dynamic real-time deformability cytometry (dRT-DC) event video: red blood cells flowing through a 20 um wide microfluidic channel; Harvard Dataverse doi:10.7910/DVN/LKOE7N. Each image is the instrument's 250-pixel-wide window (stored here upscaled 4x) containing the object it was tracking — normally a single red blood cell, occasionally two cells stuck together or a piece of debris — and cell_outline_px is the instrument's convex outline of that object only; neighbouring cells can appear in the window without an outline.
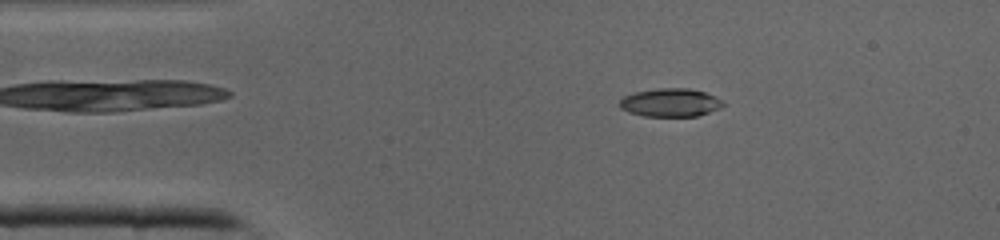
{"species": "common noctule bat (a hibernating species)", "species_latin": "Nyctalus noctula", "temperature_condition": "cold", "stored_images_in_passage": 41, "camera_frame_rate_fps": 3000, "um_per_image_px": 0.085, "animal": {"sex": "male", "body_mass_g": 19.0, "forearm_length_mm": 50.8}, "frame": {"image": 1, "passage_image": 6, "time_ms": 1.667, "image_size_px": [1000, 240], "cell_outline_px": [[724, 104], [708, 112], [696, 116], [644, 116], [628, 112], [620, 108], [620, 100], [624, 96], [636, 92], [660, 88], [688, 88], [704, 92], [724, 100]], "centroid_in_image_um": [56.96, 8.71], "position_along_channel_um": 28.0, "area_um2": 16.82}}
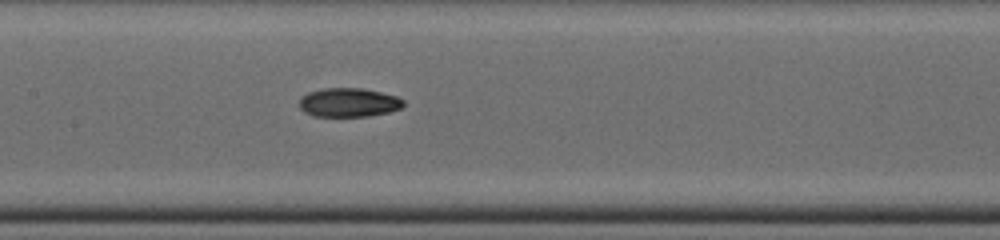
{"frame": {"image": 2, "passage_image": 18, "time_ms": 5.667, "image_size_px": [1000, 240], "cell_outline_px": [[404, 104], [400, 108], [388, 112], [368, 116], [316, 116], [304, 112], [300, 108], [300, 96], [308, 92], [324, 88], [364, 88], [396, 96], [404, 100]], "centroid_in_image_um": [29.62, 8.7], "position_along_channel_um": 177.8, "area_um2": 17.51}}
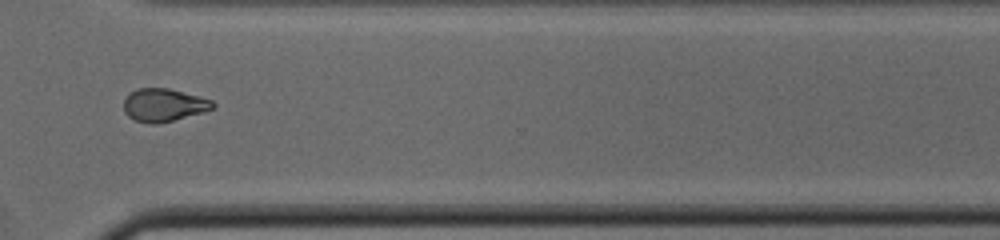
{"frame": {"image": 3, "passage_image": 29, "time_ms": 9.333, "image_size_px": [1000, 240], "cell_outline_px": [[216, 104], [212, 108], [204, 112], [156, 124], [152, 124], [136, 120], [128, 116], [124, 112], [124, 100], [136, 88], [168, 88], [200, 96], [212, 100]], "centroid_in_image_um": [13.93, 8.92], "position_along_channel_um": 356.7, "area_um2": 16.94}}